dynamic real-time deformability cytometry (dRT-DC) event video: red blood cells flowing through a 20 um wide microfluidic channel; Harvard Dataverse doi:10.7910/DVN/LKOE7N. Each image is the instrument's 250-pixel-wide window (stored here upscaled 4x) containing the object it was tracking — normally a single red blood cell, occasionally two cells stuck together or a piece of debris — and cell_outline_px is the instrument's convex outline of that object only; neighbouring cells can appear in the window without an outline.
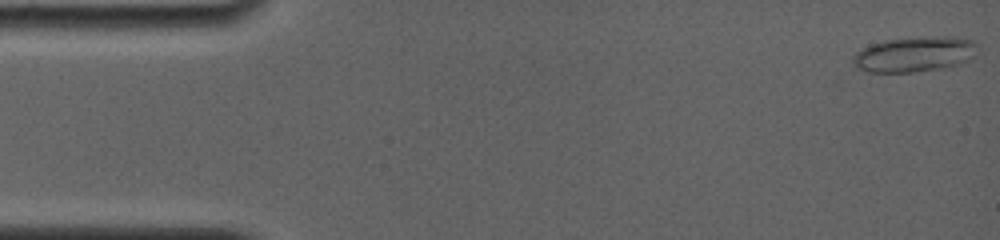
{"species": "common noctule bat (a hibernating species)", "species_latin": "Nyctalus noctula", "temperature_condition": "room temperature", "stored_images_in_passage": 83, "camera_frame_rate_fps": 4000, "um_per_image_px": 0.085, "animal": {"sex": "female", "body_mass_g": 19.0, "forearm_length_mm": 56.7}, "frame": {"image": 1, "passage_image": 1, "time_ms": 0.0, "image_size_px": [1000, 240], "cell_outline_px": [[976, 44], [960, 60], [948, 64], [932, 68], [912, 72], [868, 72], [856, 68], [852, 64], [852, 60], [864, 48], [872, 44], [888, 40], [944, 36], [948, 36], [972, 40]], "centroid_in_image_um": [77.52, 4.6], "position_along_channel_um": 7.5, "area_um2": 23.58}}
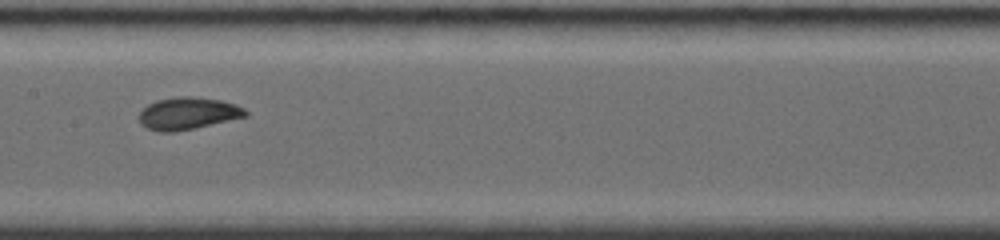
{"frame": {"image": 2, "passage_image": 41, "time_ms": 8.0, "image_size_px": [1000, 240], "cell_outline_px": [[248, 116], [192, 128], [172, 132], [160, 132], [148, 128], [140, 124], [140, 112], [148, 104], [156, 100], [176, 96], [192, 96], [220, 100], [236, 104], [244, 108], [248, 112]], "centroid_in_image_um": [15.97, 9.62], "position_along_channel_um": 191.4, "area_um2": 19.83}}
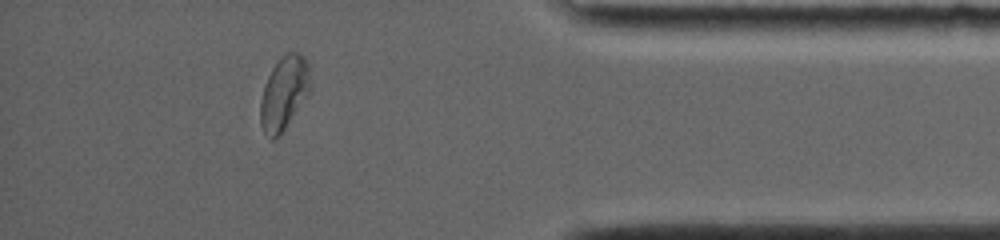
{"frame": {"image": 3, "passage_image": 72, "time_ms": 14.25, "image_size_px": [1000, 240], "cell_outline_px": [[312, 88], [276, 140], [272, 140], [264, 132], [260, 124], [260, 100], [264, 84], [272, 68], [288, 52], [296, 52], [304, 56], [308, 64], [312, 84]], "centroid_in_image_um": [24.14, 7.91], "position_along_channel_um": 411.1, "area_um2": 21.27}, "authors_computed_cell_mechanics": {"area_um2": 19.9988, "velocity_mm_per_s": 3.8294, "shape_relaxation_time_tau1_ms": 8.8467, "shape_relaxation_time_tau2_ms": null, "deformation_change_tau1": 0.2005, "deformation_change_tau2": null}}